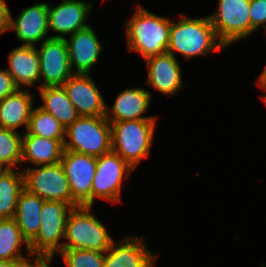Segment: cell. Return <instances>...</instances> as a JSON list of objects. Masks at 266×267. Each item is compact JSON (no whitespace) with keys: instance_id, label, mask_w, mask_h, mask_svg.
I'll return each mask as SVG.
<instances>
[{"instance_id":"9a60e30c","label":"cell","mask_w":266,"mask_h":267,"mask_svg":"<svg viewBox=\"0 0 266 267\" xmlns=\"http://www.w3.org/2000/svg\"><path fill=\"white\" fill-rule=\"evenodd\" d=\"M136 235L124 237L105 251L103 267H155L157 257Z\"/></svg>"},{"instance_id":"8fae6325","label":"cell","mask_w":266,"mask_h":267,"mask_svg":"<svg viewBox=\"0 0 266 267\" xmlns=\"http://www.w3.org/2000/svg\"><path fill=\"white\" fill-rule=\"evenodd\" d=\"M39 54V88L63 86L74 73L69 64L67 43L64 39L49 38L44 40Z\"/></svg>"},{"instance_id":"5bb4252c","label":"cell","mask_w":266,"mask_h":267,"mask_svg":"<svg viewBox=\"0 0 266 267\" xmlns=\"http://www.w3.org/2000/svg\"><path fill=\"white\" fill-rule=\"evenodd\" d=\"M15 32L16 38L23 42L21 45L36 46L35 43L47 40L48 30V3H36L21 10L14 18L9 13V31Z\"/></svg>"},{"instance_id":"836d02e7","label":"cell","mask_w":266,"mask_h":267,"mask_svg":"<svg viewBox=\"0 0 266 267\" xmlns=\"http://www.w3.org/2000/svg\"><path fill=\"white\" fill-rule=\"evenodd\" d=\"M5 170H6V168L0 164V176L2 175V173H3Z\"/></svg>"},{"instance_id":"8992f818","label":"cell","mask_w":266,"mask_h":267,"mask_svg":"<svg viewBox=\"0 0 266 267\" xmlns=\"http://www.w3.org/2000/svg\"><path fill=\"white\" fill-rule=\"evenodd\" d=\"M73 208L71 204L61 201H44L38 234L29 244L33 255L49 264L55 253L63 250L60 240L65 237L66 219Z\"/></svg>"},{"instance_id":"ba28073f","label":"cell","mask_w":266,"mask_h":267,"mask_svg":"<svg viewBox=\"0 0 266 267\" xmlns=\"http://www.w3.org/2000/svg\"><path fill=\"white\" fill-rule=\"evenodd\" d=\"M134 170L112 150L97 157V168L92 184V207L96 198L107 200L112 204L121 202L123 182Z\"/></svg>"},{"instance_id":"d4e9b609","label":"cell","mask_w":266,"mask_h":267,"mask_svg":"<svg viewBox=\"0 0 266 267\" xmlns=\"http://www.w3.org/2000/svg\"><path fill=\"white\" fill-rule=\"evenodd\" d=\"M22 244L27 253H31L14 218L0 219V260L11 261L23 257Z\"/></svg>"},{"instance_id":"ac0fdd59","label":"cell","mask_w":266,"mask_h":267,"mask_svg":"<svg viewBox=\"0 0 266 267\" xmlns=\"http://www.w3.org/2000/svg\"><path fill=\"white\" fill-rule=\"evenodd\" d=\"M151 97L148 89L139 87L124 89L117 95L112 106L106 105L105 117L109 122L157 119L156 116H142L151 104Z\"/></svg>"},{"instance_id":"83f0119b","label":"cell","mask_w":266,"mask_h":267,"mask_svg":"<svg viewBox=\"0 0 266 267\" xmlns=\"http://www.w3.org/2000/svg\"><path fill=\"white\" fill-rule=\"evenodd\" d=\"M59 255L67 267H103L105 251L63 249Z\"/></svg>"},{"instance_id":"52a82bcc","label":"cell","mask_w":266,"mask_h":267,"mask_svg":"<svg viewBox=\"0 0 266 267\" xmlns=\"http://www.w3.org/2000/svg\"><path fill=\"white\" fill-rule=\"evenodd\" d=\"M22 171L24 189L28 192L47 201H61L73 207L79 206L72 199L69 181L60 162L35 168L25 167Z\"/></svg>"},{"instance_id":"1f68e13d","label":"cell","mask_w":266,"mask_h":267,"mask_svg":"<svg viewBox=\"0 0 266 267\" xmlns=\"http://www.w3.org/2000/svg\"><path fill=\"white\" fill-rule=\"evenodd\" d=\"M9 13L6 0H0V34L9 31Z\"/></svg>"},{"instance_id":"e575fe53","label":"cell","mask_w":266,"mask_h":267,"mask_svg":"<svg viewBox=\"0 0 266 267\" xmlns=\"http://www.w3.org/2000/svg\"><path fill=\"white\" fill-rule=\"evenodd\" d=\"M262 90L266 91V89H262ZM265 95L263 97H261V98H262V100H263V102L265 103V106H266V96Z\"/></svg>"},{"instance_id":"cb8c5ba5","label":"cell","mask_w":266,"mask_h":267,"mask_svg":"<svg viewBox=\"0 0 266 267\" xmlns=\"http://www.w3.org/2000/svg\"><path fill=\"white\" fill-rule=\"evenodd\" d=\"M24 189L23 171L6 169L0 176V219L14 218L20 192Z\"/></svg>"},{"instance_id":"6da1fadb","label":"cell","mask_w":266,"mask_h":267,"mask_svg":"<svg viewBox=\"0 0 266 267\" xmlns=\"http://www.w3.org/2000/svg\"><path fill=\"white\" fill-rule=\"evenodd\" d=\"M172 20L149 12L138 4L125 24L127 48L138 52L145 60L167 53Z\"/></svg>"},{"instance_id":"f546056e","label":"cell","mask_w":266,"mask_h":267,"mask_svg":"<svg viewBox=\"0 0 266 267\" xmlns=\"http://www.w3.org/2000/svg\"><path fill=\"white\" fill-rule=\"evenodd\" d=\"M27 255L11 261L0 260V267H43L46 264L40 257L32 253Z\"/></svg>"},{"instance_id":"d590c367","label":"cell","mask_w":266,"mask_h":267,"mask_svg":"<svg viewBox=\"0 0 266 267\" xmlns=\"http://www.w3.org/2000/svg\"><path fill=\"white\" fill-rule=\"evenodd\" d=\"M43 267H50V265L48 263H46Z\"/></svg>"},{"instance_id":"d6a6232c","label":"cell","mask_w":266,"mask_h":267,"mask_svg":"<svg viewBox=\"0 0 266 267\" xmlns=\"http://www.w3.org/2000/svg\"><path fill=\"white\" fill-rule=\"evenodd\" d=\"M257 83L259 87H261L262 89H266V65L260 72Z\"/></svg>"},{"instance_id":"484cf974","label":"cell","mask_w":266,"mask_h":267,"mask_svg":"<svg viewBox=\"0 0 266 267\" xmlns=\"http://www.w3.org/2000/svg\"><path fill=\"white\" fill-rule=\"evenodd\" d=\"M24 134L37 135L49 139H65V127L52 114L40 107L33 109Z\"/></svg>"},{"instance_id":"e0dca14e","label":"cell","mask_w":266,"mask_h":267,"mask_svg":"<svg viewBox=\"0 0 266 267\" xmlns=\"http://www.w3.org/2000/svg\"><path fill=\"white\" fill-rule=\"evenodd\" d=\"M145 61L148 67L146 84H150L160 93L166 96L175 95L185 86L179 62L170 53L154 55Z\"/></svg>"},{"instance_id":"4fadbf2b","label":"cell","mask_w":266,"mask_h":267,"mask_svg":"<svg viewBox=\"0 0 266 267\" xmlns=\"http://www.w3.org/2000/svg\"><path fill=\"white\" fill-rule=\"evenodd\" d=\"M63 88L79 116L106 115V103L90 74H73Z\"/></svg>"},{"instance_id":"4316f807","label":"cell","mask_w":266,"mask_h":267,"mask_svg":"<svg viewBox=\"0 0 266 267\" xmlns=\"http://www.w3.org/2000/svg\"><path fill=\"white\" fill-rule=\"evenodd\" d=\"M22 136L15 130L0 127V164L6 169L21 168Z\"/></svg>"},{"instance_id":"4dcf8cb0","label":"cell","mask_w":266,"mask_h":267,"mask_svg":"<svg viewBox=\"0 0 266 267\" xmlns=\"http://www.w3.org/2000/svg\"><path fill=\"white\" fill-rule=\"evenodd\" d=\"M19 89L6 69H0V100L13 94Z\"/></svg>"},{"instance_id":"30bf717a","label":"cell","mask_w":266,"mask_h":267,"mask_svg":"<svg viewBox=\"0 0 266 267\" xmlns=\"http://www.w3.org/2000/svg\"><path fill=\"white\" fill-rule=\"evenodd\" d=\"M60 163L69 181L72 199L79 206H92L97 157L64 149Z\"/></svg>"},{"instance_id":"277c9868","label":"cell","mask_w":266,"mask_h":267,"mask_svg":"<svg viewBox=\"0 0 266 267\" xmlns=\"http://www.w3.org/2000/svg\"><path fill=\"white\" fill-rule=\"evenodd\" d=\"M92 206L74 207L66 219L63 249L106 251L114 239L106 226L91 213Z\"/></svg>"},{"instance_id":"d6986e66","label":"cell","mask_w":266,"mask_h":267,"mask_svg":"<svg viewBox=\"0 0 266 267\" xmlns=\"http://www.w3.org/2000/svg\"><path fill=\"white\" fill-rule=\"evenodd\" d=\"M6 70L12 76L15 84L23 89V85L32 87L38 84L39 89V54L36 46L20 45L8 53ZM37 82V83H36Z\"/></svg>"},{"instance_id":"7a4b0ae2","label":"cell","mask_w":266,"mask_h":267,"mask_svg":"<svg viewBox=\"0 0 266 267\" xmlns=\"http://www.w3.org/2000/svg\"><path fill=\"white\" fill-rule=\"evenodd\" d=\"M172 21L167 53L181 54L184 60L204 56L212 51L220 52L226 48L218 39L209 15L202 18L178 17Z\"/></svg>"},{"instance_id":"7402d4cb","label":"cell","mask_w":266,"mask_h":267,"mask_svg":"<svg viewBox=\"0 0 266 267\" xmlns=\"http://www.w3.org/2000/svg\"><path fill=\"white\" fill-rule=\"evenodd\" d=\"M44 199L23 189L18 197L14 220L23 238L30 244L37 236Z\"/></svg>"},{"instance_id":"9c48e42d","label":"cell","mask_w":266,"mask_h":267,"mask_svg":"<svg viewBox=\"0 0 266 267\" xmlns=\"http://www.w3.org/2000/svg\"><path fill=\"white\" fill-rule=\"evenodd\" d=\"M250 0H218V10L209 15L220 42L227 47L251 35Z\"/></svg>"},{"instance_id":"2e32d148","label":"cell","mask_w":266,"mask_h":267,"mask_svg":"<svg viewBox=\"0 0 266 267\" xmlns=\"http://www.w3.org/2000/svg\"><path fill=\"white\" fill-rule=\"evenodd\" d=\"M96 34L92 26H88L70 35L69 39L65 37L69 64L74 74H90L93 65L97 63L103 45Z\"/></svg>"},{"instance_id":"f1b7e54d","label":"cell","mask_w":266,"mask_h":267,"mask_svg":"<svg viewBox=\"0 0 266 267\" xmlns=\"http://www.w3.org/2000/svg\"><path fill=\"white\" fill-rule=\"evenodd\" d=\"M251 34L258 30L260 25L266 31V0H250Z\"/></svg>"},{"instance_id":"44dd1931","label":"cell","mask_w":266,"mask_h":267,"mask_svg":"<svg viewBox=\"0 0 266 267\" xmlns=\"http://www.w3.org/2000/svg\"><path fill=\"white\" fill-rule=\"evenodd\" d=\"M34 93L28 89H18L3 100H0V127L17 130L24 126L27 130L33 111Z\"/></svg>"},{"instance_id":"603a6c76","label":"cell","mask_w":266,"mask_h":267,"mask_svg":"<svg viewBox=\"0 0 266 267\" xmlns=\"http://www.w3.org/2000/svg\"><path fill=\"white\" fill-rule=\"evenodd\" d=\"M37 90L43 102L39 107L56 117L65 129L79 117L63 86L44 87Z\"/></svg>"},{"instance_id":"ffe728a7","label":"cell","mask_w":266,"mask_h":267,"mask_svg":"<svg viewBox=\"0 0 266 267\" xmlns=\"http://www.w3.org/2000/svg\"><path fill=\"white\" fill-rule=\"evenodd\" d=\"M65 139H49L32 134L22 136V163L34 166L61 162Z\"/></svg>"},{"instance_id":"5b68a950","label":"cell","mask_w":266,"mask_h":267,"mask_svg":"<svg viewBox=\"0 0 266 267\" xmlns=\"http://www.w3.org/2000/svg\"><path fill=\"white\" fill-rule=\"evenodd\" d=\"M64 149L95 157L110 152V122L105 116H79L65 129Z\"/></svg>"},{"instance_id":"7c38bea8","label":"cell","mask_w":266,"mask_h":267,"mask_svg":"<svg viewBox=\"0 0 266 267\" xmlns=\"http://www.w3.org/2000/svg\"><path fill=\"white\" fill-rule=\"evenodd\" d=\"M92 4L83 0H63L53 8L48 4V30L59 33L50 37L64 39V35H72L78 30L87 28Z\"/></svg>"},{"instance_id":"3957f363","label":"cell","mask_w":266,"mask_h":267,"mask_svg":"<svg viewBox=\"0 0 266 267\" xmlns=\"http://www.w3.org/2000/svg\"><path fill=\"white\" fill-rule=\"evenodd\" d=\"M157 119L110 122L112 151L136 170L148 158L154 139Z\"/></svg>"}]
</instances>
